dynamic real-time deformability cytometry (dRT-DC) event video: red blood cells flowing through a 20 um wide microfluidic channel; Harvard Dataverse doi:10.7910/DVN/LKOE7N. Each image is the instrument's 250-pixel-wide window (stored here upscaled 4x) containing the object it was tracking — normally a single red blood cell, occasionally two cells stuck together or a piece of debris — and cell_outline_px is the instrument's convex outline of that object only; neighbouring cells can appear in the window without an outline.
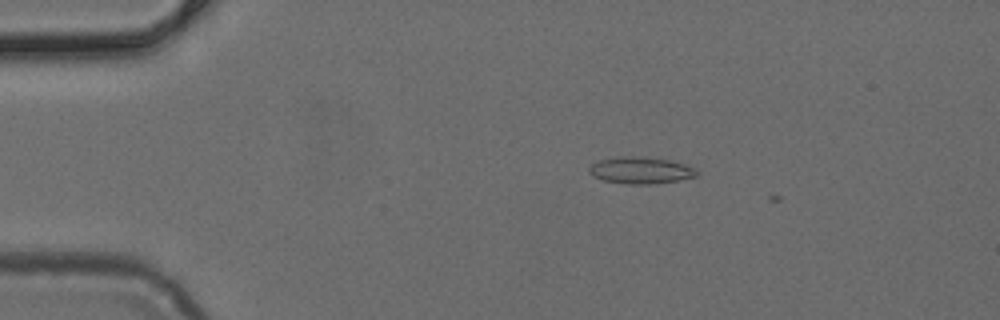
{"species": "common noctule bat (a hibernating species)", "species_latin": "Nyctalus noctula", "temperature_condition": "cold", "stored_images_in_passage": 2, "camera_frame_rate_fps": 3000, "um_per_image_px": 0.085, "animal": {"sex": "female", "body_mass_g": 24.6, "forearm_length_mm": 56.2}, "frame": {"image": 1, "passage_image": 1, "time_ms": 0.0, "image_size_px": [1000, 320], "cell_outline_px": [[700, 172], [696, 176], [680, 180], [652, 184], [628, 184], [604, 180], [592, 176], [588, 172], [588, 168], [592, 164], [600, 160], [620, 156], [640, 156], [668, 160], [684, 164]], "centroid_in_image_um": [54.44, 14.48], "position_along_channel_um": 30.6, "area_um2": 16.7}}